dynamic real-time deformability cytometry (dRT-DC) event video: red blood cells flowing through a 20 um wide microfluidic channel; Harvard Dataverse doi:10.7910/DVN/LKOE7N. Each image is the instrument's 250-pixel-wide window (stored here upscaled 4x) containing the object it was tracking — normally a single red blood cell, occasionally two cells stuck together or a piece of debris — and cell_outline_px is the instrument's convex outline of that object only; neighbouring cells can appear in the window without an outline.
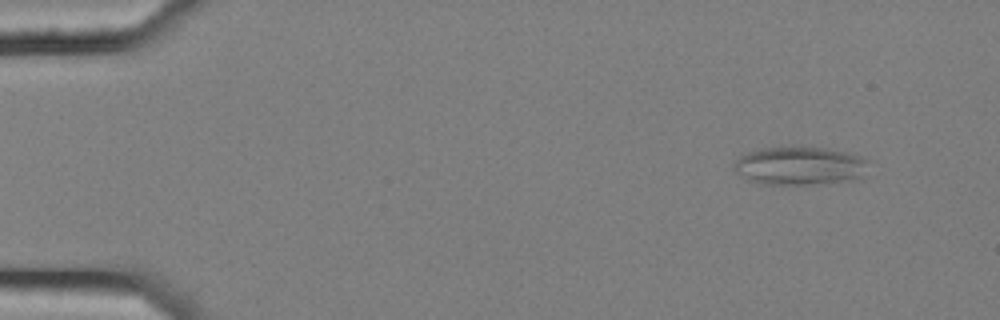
{"species": "common noctule bat (a hibernating species)", "species_latin": "Nyctalus noctula", "temperature_condition": "cold", "stored_images_in_passage": 5, "camera_frame_rate_fps": 3000, "um_per_image_px": 0.085, "animal": {"sex": "female", "body_mass_g": 25.1}, "frame": {"image": 1, "passage_image": 1, "time_ms": 0.0, "image_size_px": [1000, 320], "cell_outline_px": [[868, 160], [864, 180], [804, 184], [760, 184], [748, 180], [736, 172], [736, 160], [740, 156], [748, 152], [764, 148], [824, 148], [844, 152], [860, 156]], "centroid_in_image_um": [68.05, 14.12], "position_along_channel_um": 17.0, "area_um2": 29.77}}